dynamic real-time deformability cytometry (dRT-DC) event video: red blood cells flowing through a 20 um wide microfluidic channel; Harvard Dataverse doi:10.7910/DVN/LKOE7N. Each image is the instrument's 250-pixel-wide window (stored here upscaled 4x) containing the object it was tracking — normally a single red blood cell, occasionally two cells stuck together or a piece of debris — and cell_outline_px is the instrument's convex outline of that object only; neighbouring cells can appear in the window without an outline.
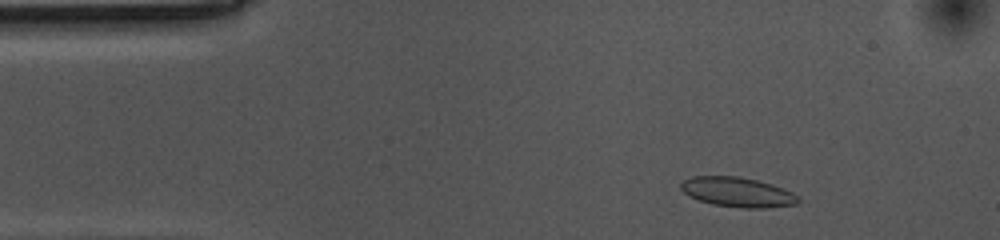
{"species": "common noctule bat (a hibernating species)", "species_latin": "Nyctalus noctula", "temperature_condition": "cold", "stored_images_in_passage": 41, "camera_frame_rate_fps": 3000, "um_per_image_px": 0.085, "animal": {"sex": "female", "body_mass_g": 10.0, "forearm_length_mm": 53.1}, "frame": {"image": 1, "passage_image": 3, "time_ms": 0.667, "image_size_px": [1000, 240], "cell_outline_px": [[800, 200], [796, 204], [760, 208], [748, 208], [712, 204], [700, 200], [684, 192], [680, 188], [680, 184], [684, 180], [692, 176], [736, 176], [756, 180], [780, 188], [796, 196]], "centroid_in_image_um": [62.62, 16.32], "position_along_channel_um": 22.4, "area_um2": 19.65}}
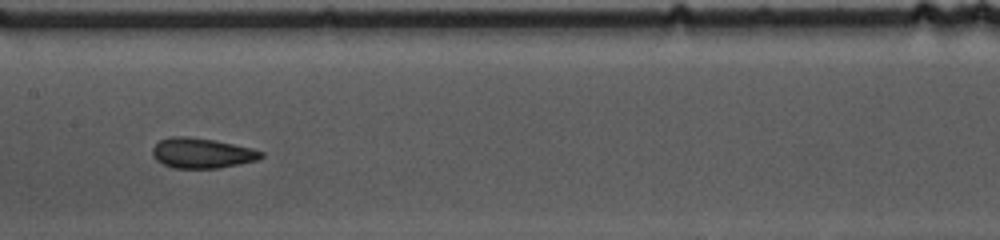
{"frame": {"image": 2, "passage_image": 22, "time_ms": 7.0, "image_size_px": [1000, 240], "cell_outline_px": [[264, 156], [256, 160], [216, 168], [176, 168], [164, 164], [156, 160], [152, 152], [152, 148], [160, 140], [176, 136], [184, 136], [212, 140], [232, 144], [264, 152]], "centroid_in_image_um": [17.13, 13.02], "position_along_channel_um": 190.3, "area_um2": 18.55}}
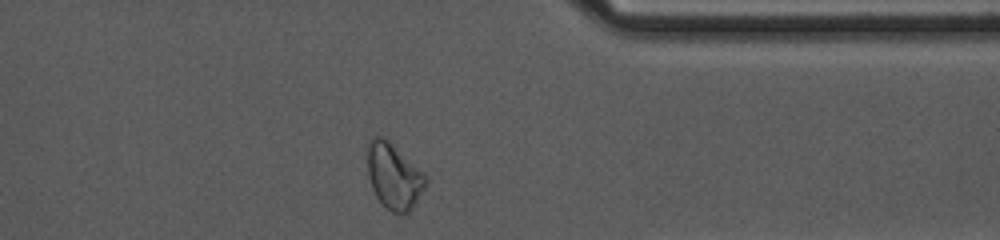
{"frame": {"image": 3, "passage_image": 39, "time_ms": 12.667, "image_size_px": [1000, 240], "cell_outline_px": [[424, 184], [408, 212], [392, 212], [376, 196], [372, 188], [368, 172], [368, 140], [372, 136], [380, 136], [388, 140], [424, 176]], "centroid_in_image_um": [33.38, 14.93], "position_along_channel_um": 378.0, "area_um2": 20.81}, "authors_computed_cell_mechanics": {"area_um2": 18.6116, "velocity_mm_per_s": 3.5351, "shape_relaxation_time_tau1_ms": 4.5909, "shape_relaxation_time_tau2_ms": 1.1819, "deformation_change_tau1": 0.1237, "deformation_change_tau2": 0.0758}}